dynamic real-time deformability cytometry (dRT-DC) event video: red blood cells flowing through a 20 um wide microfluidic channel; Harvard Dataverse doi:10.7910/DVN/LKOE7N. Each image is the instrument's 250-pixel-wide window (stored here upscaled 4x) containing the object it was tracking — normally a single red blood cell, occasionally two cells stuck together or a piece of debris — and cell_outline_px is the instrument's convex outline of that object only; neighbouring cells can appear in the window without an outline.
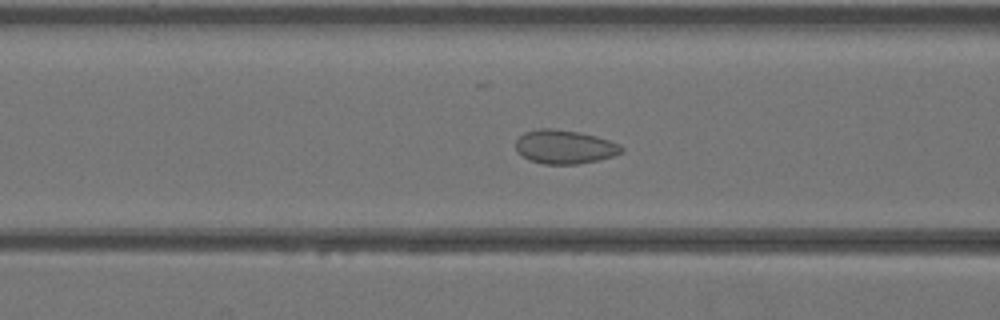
{"species": "Egyptian fruit bat (a non-hibernating species)", "species_latin": "Rousettus aegyptiacus", "temperature_condition": "warm", "stored_images_in_passage": 41, "camera_frame_rate_fps": 3000, "um_per_image_px": 0.085, "animal": {"sex": "female"}, "frame": {"image": 1, "passage_image": 15, "time_ms": 4.667, "image_size_px": [1000, 320], "cell_outline_px": [[624, 152], [600, 160], [576, 164], [544, 164], [528, 160], [516, 152], [516, 140], [524, 132], [540, 128], [552, 128], [576, 132], [596, 136], [620, 144], [624, 148]], "centroid_in_image_um": [47.98, 12.49], "position_along_channel_um": 118.6, "area_um2": 20.92}}
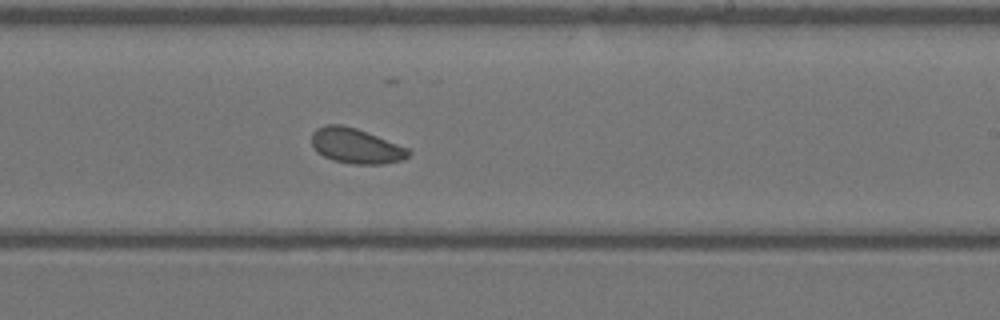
{"frame": {"image": 2, "passage_image": 24, "time_ms": 7.667, "image_size_px": [1000, 320], "cell_outline_px": [[412, 152], [404, 160], [384, 164], [352, 164], [332, 160], [316, 152], [312, 144], [312, 132], [316, 128], [324, 124], [340, 124], [356, 128], [408, 148]], "centroid_in_image_um": [30.24, 12.41], "position_along_channel_um": 258.8, "area_um2": 19.94}}
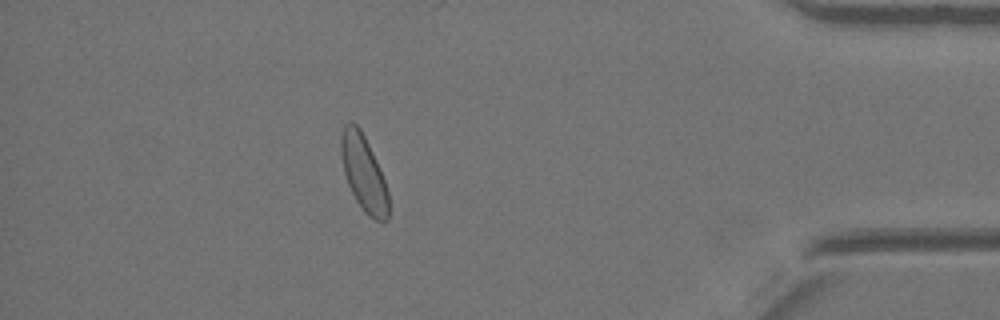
{"frame": {"image": 3, "passage_image": 36, "time_ms": 11.667, "image_size_px": [1000, 320], "cell_outline_px": [[388, 220], [376, 220], [368, 216], [364, 212], [356, 200], [348, 184], [344, 172], [340, 156], [340, 136], [344, 124], [352, 120], [360, 128], [376, 160], [384, 180], [388, 192]], "centroid_in_image_um": [30.88, 14.68], "position_along_channel_um": 404.3, "area_um2": 20.92}}